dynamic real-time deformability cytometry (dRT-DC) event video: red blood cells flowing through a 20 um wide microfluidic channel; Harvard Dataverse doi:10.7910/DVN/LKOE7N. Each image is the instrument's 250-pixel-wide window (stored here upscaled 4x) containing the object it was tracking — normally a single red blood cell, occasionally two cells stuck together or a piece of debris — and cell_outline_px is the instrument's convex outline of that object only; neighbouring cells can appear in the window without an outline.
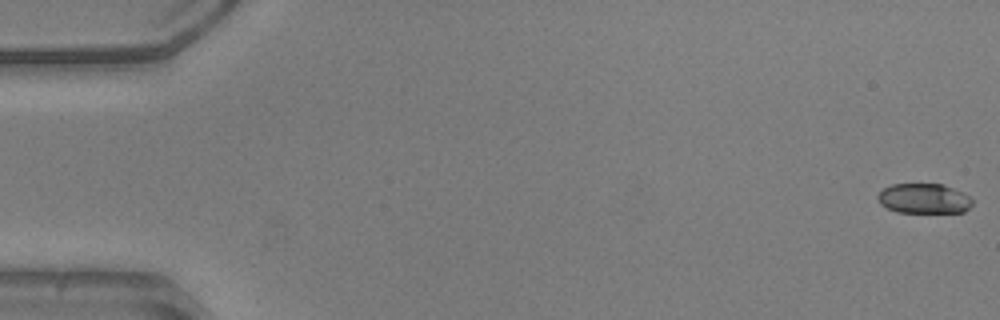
{"species": "common noctule bat (a hibernating species)", "species_latin": "Nyctalus noctula", "temperature_condition": "warm", "stored_images_in_passage": 52, "camera_frame_rate_fps": 3000, "um_per_image_px": 0.085, "animal": {"sex": "male", "body_mass_g": 20.5, "forearm_length_mm": 52.5}, "frame": {"image": 1, "passage_image": 1, "time_ms": 0.0, "image_size_px": [1000, 320], "cell_outline_px": [[972, 204], [964, 212], [896, 212], [880, 204], [876, 196], [884, 188], [892, 184], [944, 184], [964, 192], [972, 200]], "centroid_in_image_um": [78.53, 16.87], "position_along_channel_um": 6.5, "area_um2": 16.53}}
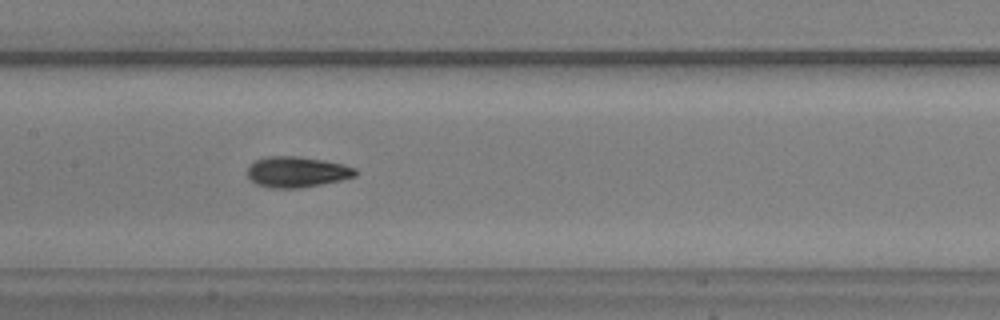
{"frame": {"image": 2, "passage_image": 26, "time_ms": 8.333, "image_size_px": [1000, 320], "cell_outline_px": [[356, 176], [340, 180], [300, 188], [272, 188], [256, 184], [248, 176], [248, 168], [256, 160], [268, 156], [296, 156], [324, 160], [344, 164], [356, 168]], "centroid_in_image_um": [25.25, 14.61], "position_along_channel_um": 182.1, "area_um2": 19.19}}
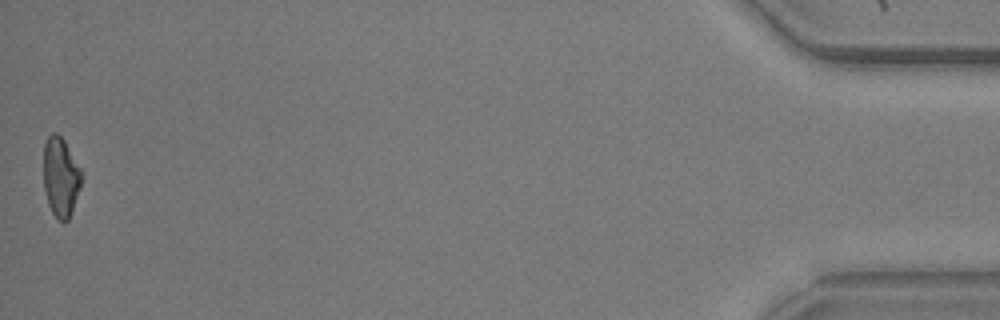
{"frame": {"image": 3, "passage_image": 52, "time_ms": 17.0, "image_size_px": [1000, 320], "cell_outline_px": [[84, 176], [80, 188], [68, 220], [64, 224], [52, 212], [48, 204], [44, 188], [44, 144], [48, 136], [52, 132], [56, 132], [64, 140], [80, 168]], "centroid_in_image_um": [5.17, 15.04], "position_along_channel_um": 430.0, "area_um2": 17.57}, "authors_computed_cell_mechanics": {"area_um2": 18.2359, "velocity_mm_per_s": 3.9569, "shape_relaxation_time_tau1_ms": 2.6695, "shape_relaxation_time_tau2_ms": 1.6506, "deformation_change_tau1": 0.1477, "deformation_change_tau2": 0.085}}